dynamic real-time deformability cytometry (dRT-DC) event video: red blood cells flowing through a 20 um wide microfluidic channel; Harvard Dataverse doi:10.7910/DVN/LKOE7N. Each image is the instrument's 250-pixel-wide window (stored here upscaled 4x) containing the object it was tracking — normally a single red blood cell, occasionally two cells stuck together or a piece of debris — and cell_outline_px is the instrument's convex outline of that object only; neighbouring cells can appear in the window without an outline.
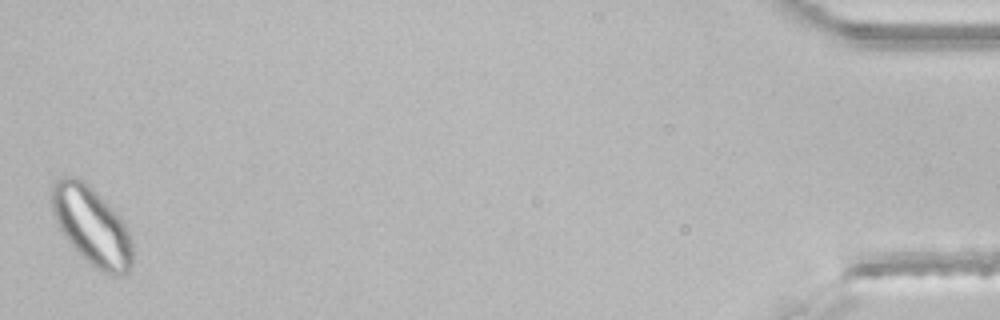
{"species": "common noctule bat (a hibernating species)", "species_latin": "Nyctalus noctula", "temperature_condition": "room temperature", "stored_images_in_passage": 46, "segment_of_instrument_passage": [2, 2], "camera_frame_rate_fps": 3000, "um_per_image_px": 0.085, "animal": {"sex": "male", "body_mass_g": 21.5, "forearm_length_mm": 52.0}, "frame": {"image": 1, "passage_image": 46, "time_ms": 15.0, "image_size_px": [1000, 320], "cell_outline_px": [[132, 268], [128, 272], [120, 276], [112, 276], [92, 268], [64, 236], [52, 212], [52, 184], [60, 176], [76, 176], [84, 180], [124, 220], [132, 240]], "centroid_in_image_um": [7.82, 19.23], "position_along_channel_um": 427.4, "area_um2": 37.17}}